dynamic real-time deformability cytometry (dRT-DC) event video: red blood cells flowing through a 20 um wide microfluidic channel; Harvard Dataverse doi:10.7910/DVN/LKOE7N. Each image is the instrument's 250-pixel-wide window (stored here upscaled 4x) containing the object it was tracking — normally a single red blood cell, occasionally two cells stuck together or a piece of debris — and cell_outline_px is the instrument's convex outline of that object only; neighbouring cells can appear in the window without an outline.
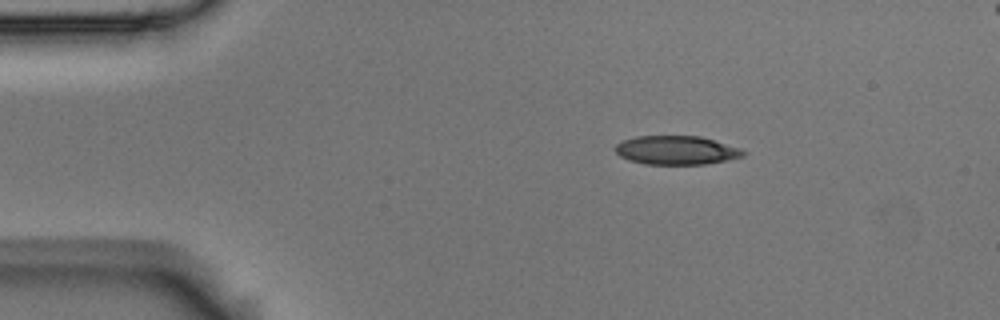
{"species": "Egyptian fruit bat (a non-hibernating species)", "species_latin": "Rousettus aegyptiacus", "temperature_condition": "room temperature", "stored_images_in_passage": 6, "segment_of_instrument_passage": [1, 2], "camera_frame_rate_fps": 3000, "um_per_image_px": 0.085, "animal": {"sex": "male"}, "frame": {"image": 1, "passage_image": 3, "time_ms": 0.667, "image_size_px": [1000, 320], "cell_outline_px": [[748, 152], [744, 156], [728, 160], [704, 164], [644, 164], [628, 160], [620, 156], [612, 148], [616, 144], [624, 140], [636, 136], [700, 136], [744, 148]], "centroid_in_image_um": [57.53, 12.76], "position_along_channel_um": 27.5, "area_um2": 21.79}}